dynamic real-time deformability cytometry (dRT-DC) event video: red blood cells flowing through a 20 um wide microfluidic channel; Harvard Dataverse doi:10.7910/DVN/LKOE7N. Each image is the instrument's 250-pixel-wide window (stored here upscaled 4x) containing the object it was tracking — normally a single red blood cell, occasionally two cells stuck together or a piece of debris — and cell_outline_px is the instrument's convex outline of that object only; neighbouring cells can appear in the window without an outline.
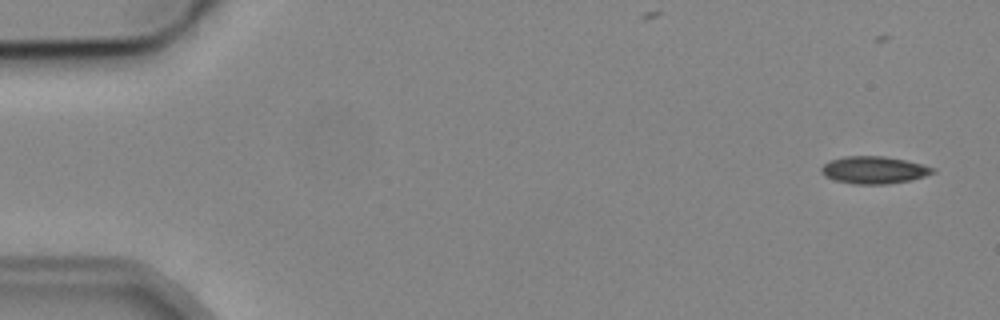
{"species": "common noctule bat (a hibernating species)", "species_latin": "Nyctalus noctula", "temperature_condition": "cold", "stored_images_in_passage": 6, "camera_frame_rate_fps": 3000, "um_per_image_px": 0.085, "animal": {"sex": "male", "body_mass_g": 19.2, "forearm_length_mm": 51.8}, "frame": {"image": 1, "passage_image": 1, "time_ms": 0.0, "image_size_px": [1000, 320], "cell_outline_px": [[936, 172], [912, 180], [884, 184], [856, 184], [836, 180], [824, 176], [820, 172], [820, 168], [824, 164], [832, 160], [844, 156], [884, 156], [904, 160], [936, 168]], "centroid_in_image_um": [74.28, 14.45], "position_along_channel_um": 10.7, "area_um2": 17.63}}